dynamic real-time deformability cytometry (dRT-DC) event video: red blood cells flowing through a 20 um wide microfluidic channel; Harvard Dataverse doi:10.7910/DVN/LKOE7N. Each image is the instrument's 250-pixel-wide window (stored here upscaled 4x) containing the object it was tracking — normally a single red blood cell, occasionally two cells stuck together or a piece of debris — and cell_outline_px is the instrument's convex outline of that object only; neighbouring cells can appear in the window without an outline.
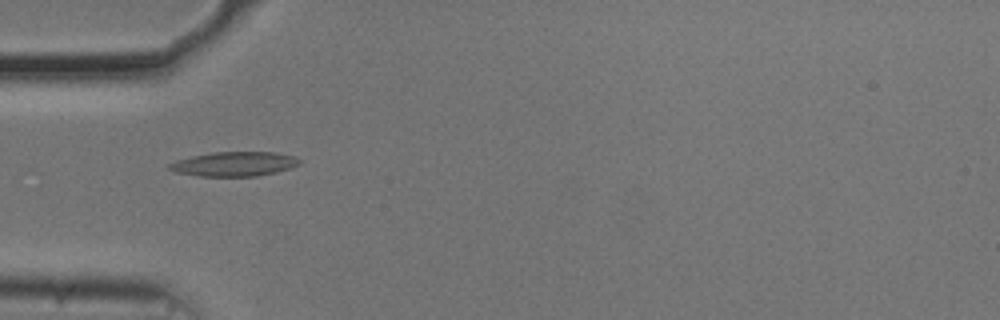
{"species": "common noctule bat (a hibernating species)", "species_latin": "Nyctalus noctula", "temperature_condition": "cold", "stored_images_in_passage": 36, "camera_frame_rate_fps": 3000, "um_per_image_px": 0.085, "animal": {"sex": "male", "body_mass_g": 20.5, "forearm_length_mm": 52.5}, "frame": {"image": 1, "passage_image": 1, "time_ms": 0.0, "image_size_px": [1000, 320], "cell_outline_px": [[304, 160], [300, 164], [276, 172], [256, 176], [196, 176], [176, 172], [168, 168], [168, 164], [176, 160], [192, 156], [212, 152], [276, 152], [296, 156]], "centroid_in_image_um": [19.94, 13.93], "position_along_channel_um": 65.1, "area_um2": 18.67}}
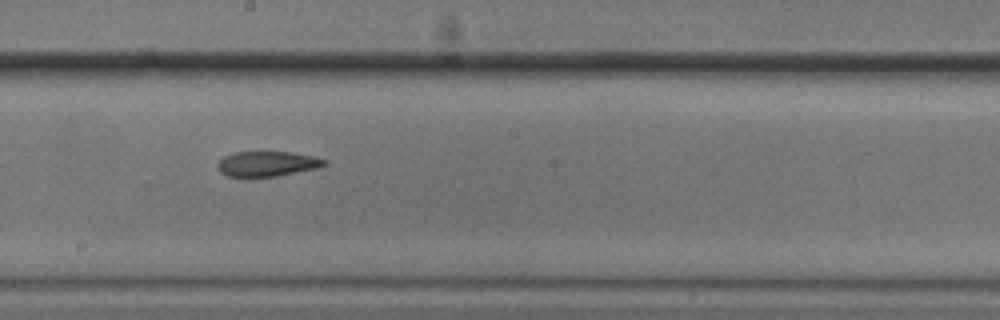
{"frame": {"image": 2, "passage_image": 14, "time_ms": 4.333, "image_size_px": [1000, 320], "cell_outline_px": [[328, 164], [320, 168], [276, 176], [228, 176], [220, 172], [216, 164], [224, 156], [232, 152], [292, 152], [316, 156], [324, 160]], "centroid_in_image_um": [22.74, 13.91], "position_along_channel_um": 225.5, "area_um2": 15.66}}
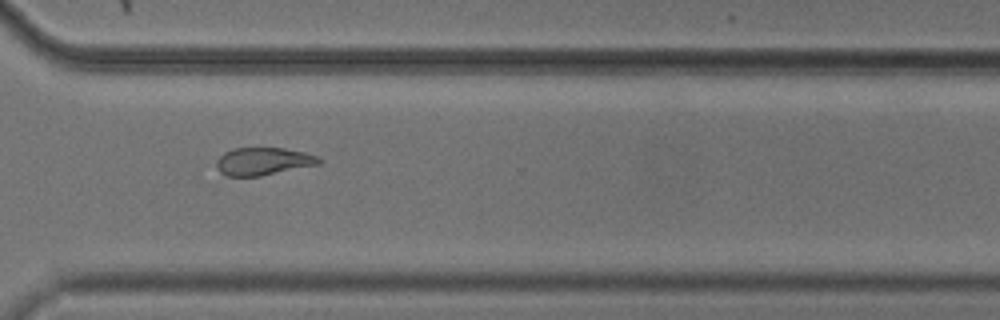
{"frame": {"image": 3, "passage_image": 24, "time_ms": 7.667, "image_size_px": [1000, 320], "cell_outline_px": [[324, 160], [320, 164], [260, 176], [228, 176], [220, 172], [216, 164], [216, 160], [224, 152], [232, 148], [284, 148], [304, 152], [320, 156]], "centroid_in_image_um": [22.41, 13.7], "position_along_channel_um": 348.2, "area_um2": 16.65}}